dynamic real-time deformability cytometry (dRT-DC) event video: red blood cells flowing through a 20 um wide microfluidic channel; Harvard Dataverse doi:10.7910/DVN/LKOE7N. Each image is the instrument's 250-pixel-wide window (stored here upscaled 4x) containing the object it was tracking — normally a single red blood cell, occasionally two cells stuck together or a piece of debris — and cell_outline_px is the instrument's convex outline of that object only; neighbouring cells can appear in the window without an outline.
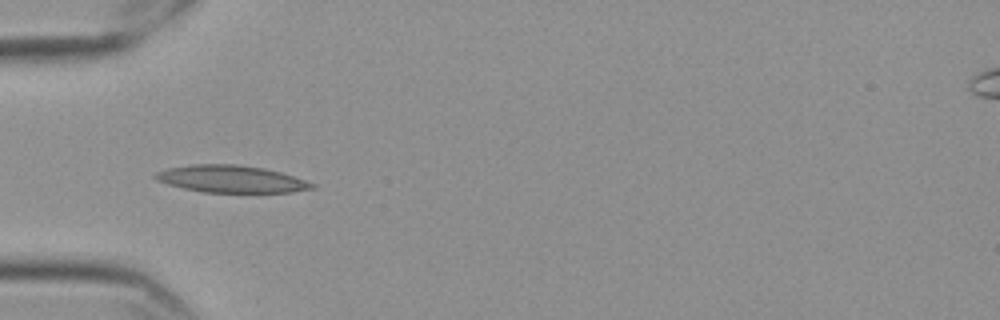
{"species": "Egyptian fruit bat (a non-hibernating species)", "species_latin": "Rousettus aegyptiacus", "temperature_condition": "cold", "stored_images_in_passage": 40, "camera_frame_rate_fps": 3000, "um_per_image_px": 0.085, "frame": {"image": 1, "passage_image": 1, "time_ms": 0.0, "image_size_px": [1000, 320], "cell_outline_px": [[316, 188], [292, 192], [204, 192], [184, 188], [168, 184], [156, 180], [152, 176], [156, 172], [168, 168], [192, 164], [236, 164], [264, 168], [280, 172], [316, 184]], "centroid_in_image_um": [19.64, 15.21], "position_along_channel_um": 65.4, "area_um2": 24.68}}
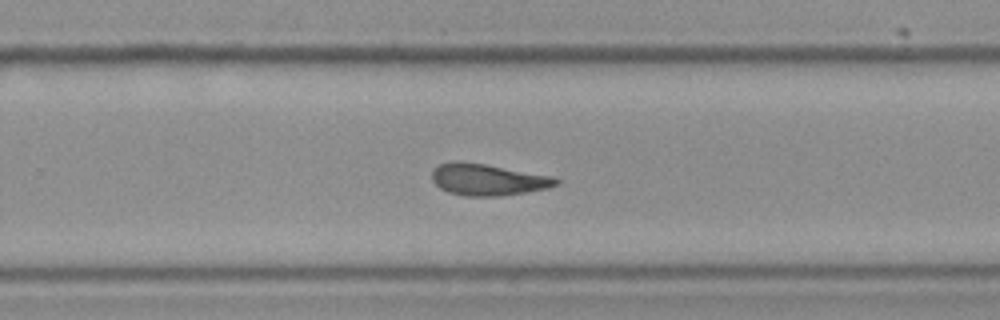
{"frame": {"image": 2, "passage_image": 20, "time_ms": 6.333, "image_size_px": [1000, 320], "cell_outline_px": [[560, 180], [556, 184], [548, 188], [524, 192], [496, 196], [464, 196], [448, 192], [440, 188], [432, 180], [432, 172], [440, 164], [456, 160], [460, 160], [556, 176]], "centroid_in_image_um": [41.47, 15.26], "position_along_channel_um": 288.3, "area_um2": 22.83}}
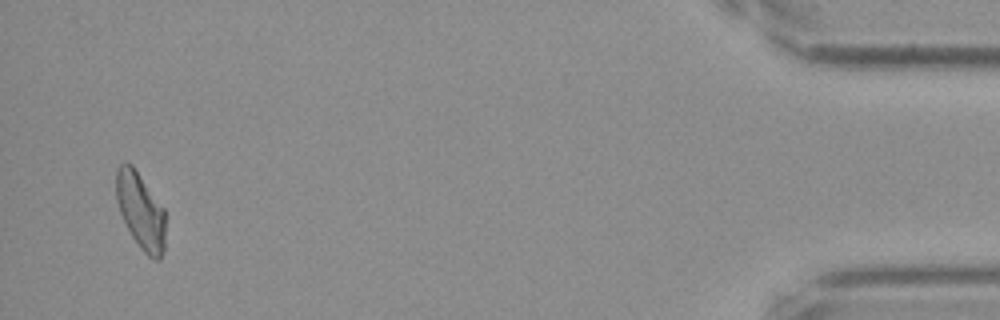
{"frame": {"image": 3, "passage_image": 38, "time_ms": 12.333, "image_size_px": [1000, 320], "cell_outline_px": [[164, 248], [160, 260], [156, 260], [148, 256], [140, 248], [132, 236], [120, 212], [116, 200], [116, 168], [124, 160], [132, 164], [164, 208]], "centroid_in_image_um": [11.94, 17.89], "position_along_channel_um": 423.3, "area_um2": 21.85}, "authors_computed_cell_mechanics": {"area_um2": 22.542, "velocity_mm_per_s": 3.5405, "shape_relaxation_time_tau1_ms": null, "shape_relaxation_time_tau2_ms": 8.2209, "deformation_change_tau1": null, "deformation_change_tau2": 0.1607}}